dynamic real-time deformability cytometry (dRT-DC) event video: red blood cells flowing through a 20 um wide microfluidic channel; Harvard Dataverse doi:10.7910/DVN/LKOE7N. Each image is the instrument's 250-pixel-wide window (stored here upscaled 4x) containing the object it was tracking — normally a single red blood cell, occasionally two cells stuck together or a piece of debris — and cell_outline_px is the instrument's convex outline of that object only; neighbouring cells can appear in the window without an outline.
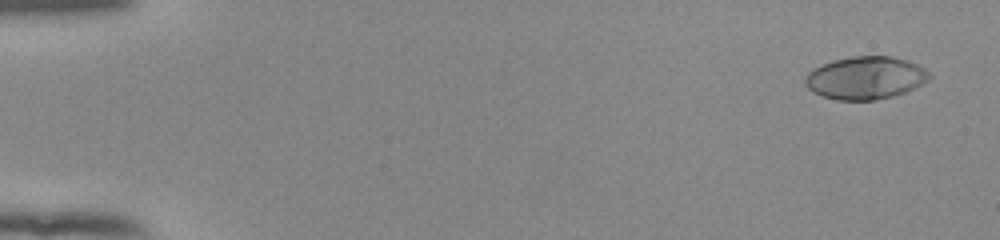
{"species": "human", "species_latin": "Homo sapiens", "temperature_condition": "room temperature", "stored_images_in_passage": 54, "camera_frame_rate_fps": 3000, "um_per_image_px": 0.085, "donor": {"sex": "female"}, "frame": {"image": 1, "passage_image": 3, "time_ms": 0.667, "image_size_px": [1000, 240], "cell_outline_px": [[932, 76], [928, 80], [904, 92], [892, 96], [876, 100], [836, 100], [812, 92], [804, 84], [804, 76], [808, 72], [820, 64], [832, 60], [852, 56], [892, 56], [908, 60], [932, 72]], "centroid_in_image_um": [73.54, 6.61], "position_along_channel_um": 11.5, "area_um2": 31.15}}
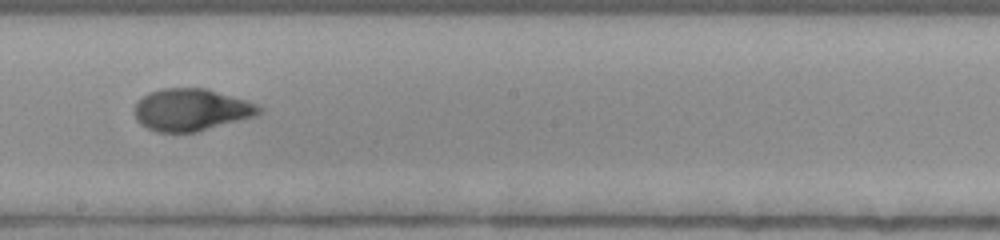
{"frame": {"image": 2, "passage_image": 32, "time_ms": 10.333, "image_size_px": [1000, 240], "cell_outline_px": [[264, 112], [256, 116], [196, 132], [156, 132], [140, 124], [136, 120], [136, 100], [148, 92], [160, 88], [208, 88], [248, 100], [260, 104], [264, 108]], "centroid_in_image_um": [16.31, 9.31], "position_along_channel_um": 231.9, "area_um2": 31.1}}
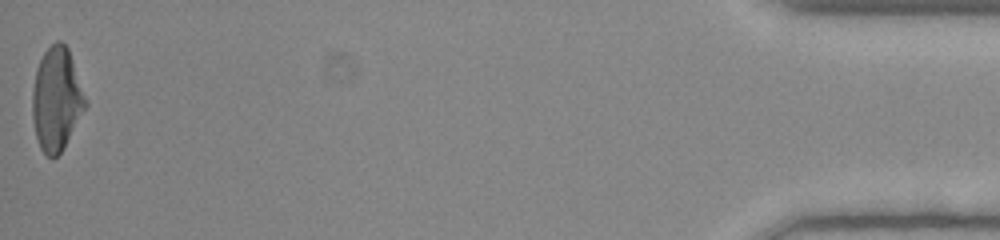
{"frame": {"image": 3, "passage_image": 54, "time_ms": 17.667, "image_size_px": [1000, 240], "cell_outline_px": [[88, 104], [64, 148], [52, 160], [40, 148], [36, 136], [32, 116], [32, 88], [36, 68], [44, 52], [56, 40], [60, 40], [68, 48]], "centroid_in_image_um": [4.8, 8.44], "position_along_channel_um": 430.4, "area_um2": 31.91}, "authors_computed_cell_mechanics": {"area_um2": 30.8074, "velocity_mm_per_s": 3.9155, "shape_relaxation_time_tau1_ms": 4.78, "shape_relaxation_time_tau2_ms": 0.8097, "deformation_change_tau1": 0.2417, "deformation_change_tau2": 0.0446}}